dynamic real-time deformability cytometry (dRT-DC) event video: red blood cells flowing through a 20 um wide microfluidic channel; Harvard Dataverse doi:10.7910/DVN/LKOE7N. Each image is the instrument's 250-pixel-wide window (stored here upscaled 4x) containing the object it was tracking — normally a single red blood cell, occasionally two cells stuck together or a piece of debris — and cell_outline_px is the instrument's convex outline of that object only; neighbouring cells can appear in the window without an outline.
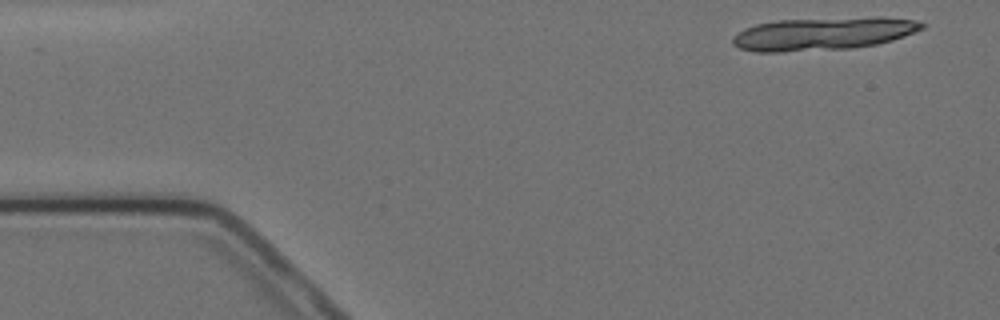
{"species": "Egyptian fruit bat (a non-hibernating species)", "species_latin": "Rousettus aegyptiacus", "temperature_condition": "cold", "stored_images_in_passage": 9, "segment_of_instrument_passage": [1, 2], "camera_frame_rate_fps": 3000, "um_per_image_px": 0.085, "animal": {"sex": "female"}, "frame": {"image": 1, "passage_image": 1, "time_ms": 0.0, "image_size_px": [1000, 320], "cell_outline_px": [[928, 24], [924, 28], [904, 36], [892, 40], [876, 44], [852, 48], [780, 52], [756, 52], [740, 48], [732, 44], [732, 36], [736, 32], [744, 28], [756, 24], [776, 20], [880, 16], [916, 20]], "centroid_in_image_um": [69.96, 2.85], "position_along_channel_um": 15.0, "area_um2": 36.7}}